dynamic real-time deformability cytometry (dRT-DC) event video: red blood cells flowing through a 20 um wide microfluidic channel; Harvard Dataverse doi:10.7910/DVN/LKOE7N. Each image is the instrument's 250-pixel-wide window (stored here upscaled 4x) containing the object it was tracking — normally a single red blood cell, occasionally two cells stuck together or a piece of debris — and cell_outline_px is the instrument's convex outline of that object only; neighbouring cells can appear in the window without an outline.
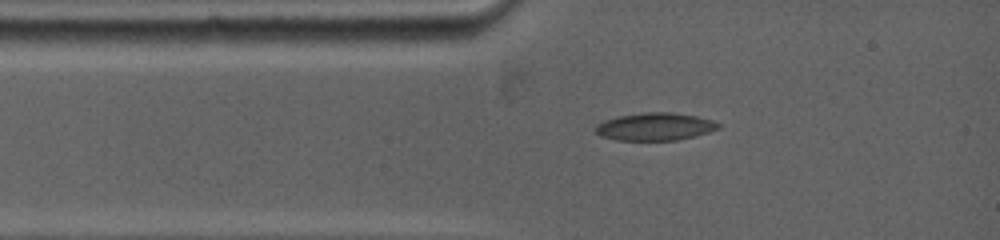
{"species": "common noctule bat (a hibernating species)", "species_latin": "Nyctalus noctula", "temperature_condition": "warm", "stored_images_in_passage": 4, "camera_frame_rate_fps": 5000, "um_per_image_px": 0.085, "animal": {"sex": "female", "body_mass_g": 19.0, "forearm_length_mm": 53.3}, "frame": {"image": 1, "passage_image": 1, "time_ms": 0.0, "image_size_px": [1000, 240], "cell_outline_px": [[724, 124], [720, 128], [708, 132], [676, 140], [620, 140], [604, 136], [596, 132], [596, 124], [604, 120], [616, 116], [644, 112], [672, 112], [696, 116], [712, 120]], "centroid_in_image_um": [55.71, 10.74], "position_along_channel_um": 29.3, "area_um2": 19.71}}